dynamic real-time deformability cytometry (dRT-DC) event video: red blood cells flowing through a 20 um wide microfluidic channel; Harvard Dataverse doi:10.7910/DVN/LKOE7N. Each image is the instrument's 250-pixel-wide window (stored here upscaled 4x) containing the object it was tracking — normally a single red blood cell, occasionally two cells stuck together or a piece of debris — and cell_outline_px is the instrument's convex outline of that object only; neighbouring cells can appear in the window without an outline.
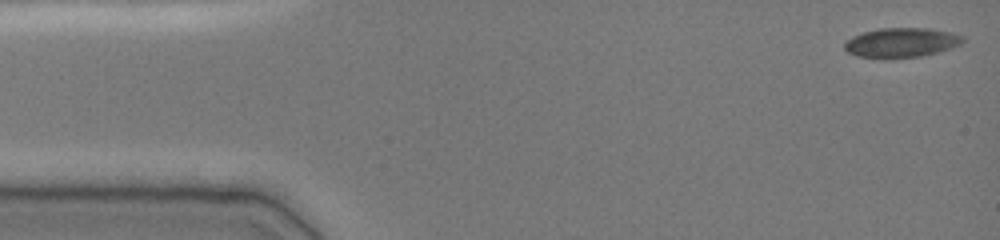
{"species": "common noctule bat (a hibernating species)", "species_latin": "Nyctalus noctula", "temperature_condition": "cold", "stored_images_in_passage": 45, "camera_frame_rate_fps": 3000, "um_per_image_px": 0.085, "animal": {"sex": "female", "body_mass_g": 19.0, "forearm_length_mm": 51.5}, "frame": {"image": 1, "passage_image": 1, "time_ms": 0.0, "image_size_px": [1000, 240], "cell_outline_px": [[964, 40], [960, 44], [952, 48], [920, 56], [856, 56], [848, 52], [844, 48], [844, 44], [852, 36], [864, 32], [880, 28], [928, 28], [952, 32], [964, 36]], "centroid_in_image_um": [76.66, 3.58], "position_along_channel_um": 8.3, "area_um2": 19.77}}
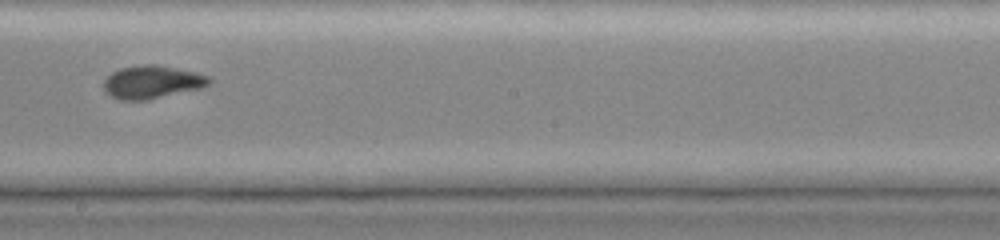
{"frame": {"image": 2, "passage_image": 27, "time_ms": 8.667, "image_size_px": [1000, 240], "cell_outline_px": [[212, 80], [204, 88], [148, 100], [120, 100], [104, 92], [104, 80], [112, 72], [120, 68], [140, 64], [152, 64], [176, 68], [196, 72], [208, 76]], "centroid_in_image_um": [12.93, 6.98], "position_along_channel_um": 235.3, "area_um2": 20.46}}
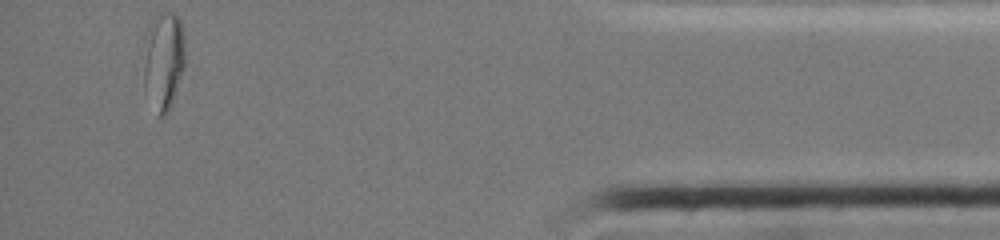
{"frame": {"image": 3, "passage_image": 45, "time_ms": 14.667, "image_size_px": [1000, 240], "cell_outline_px": [[184, 68], [172, 100], [168, 108], [160, 116], [156, 116], [144, 88], [140, 48], [144, 28], [160, 12], [172, 12], [180, 20], [184, 36]], "centroid_in_image_um": [13.8, 5.07], "position_along_channel_um": 421.4, "area_um2": 24.74}, "authors_computed_cell_mechanics": {"area_um2": 20.4034, "velocity_mm_per_s": 3.9048, "shape_relaxation_time_tau1_ms": null, "shape_relaxation_time_tau2_ms": 0.8617, "deformation_change_tau1": null, "deformation_change_tau2": 0.0379}}